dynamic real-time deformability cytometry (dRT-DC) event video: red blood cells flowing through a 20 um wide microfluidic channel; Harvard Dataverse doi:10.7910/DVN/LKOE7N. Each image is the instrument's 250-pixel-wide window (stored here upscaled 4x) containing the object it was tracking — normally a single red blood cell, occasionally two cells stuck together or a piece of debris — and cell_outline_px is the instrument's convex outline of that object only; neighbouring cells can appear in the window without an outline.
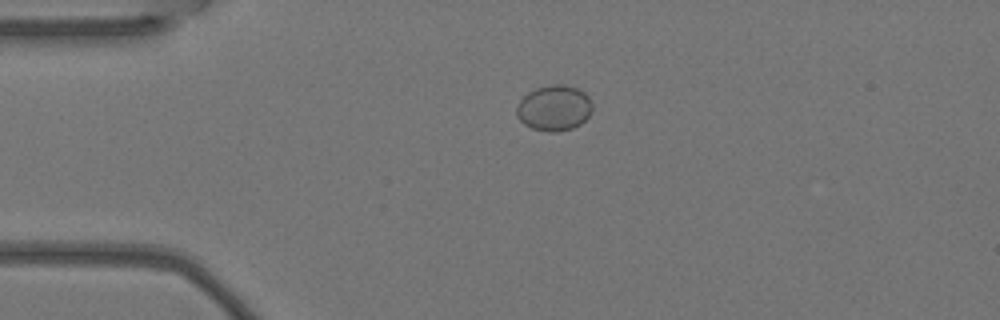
{"species": "Egyptian fruit bat (a non-hibernating species)", "species_latin": "Rousettus aegyptiacus", "temperature_condition": "warm", "stored_images_in_passage": 5, "camera_frame_rate_fps": 3000, "um_per_image_px": 0.085, "animal": {"sex": "female"}, "frame": {"image": 1, "passage_image": 4, "time_ms": 1.0, "image_size_px": [1000, 320], "cell_outline_px": [[592, 108], [588, 116], [580, 124], [572, 128], [556, 132], [548, 132], [532, 128], [524, 124], [516, 116], [516, 108], [520, 100], [528, 92], [536, 88], [552, 84], [564, 84], [576, 88], [584, 92], [588, 96], [592, 104]], "centroid_in_image_um": [47.08, 9.18], "position_along_channel_um": 37.9, "area_um2": 20.11}}